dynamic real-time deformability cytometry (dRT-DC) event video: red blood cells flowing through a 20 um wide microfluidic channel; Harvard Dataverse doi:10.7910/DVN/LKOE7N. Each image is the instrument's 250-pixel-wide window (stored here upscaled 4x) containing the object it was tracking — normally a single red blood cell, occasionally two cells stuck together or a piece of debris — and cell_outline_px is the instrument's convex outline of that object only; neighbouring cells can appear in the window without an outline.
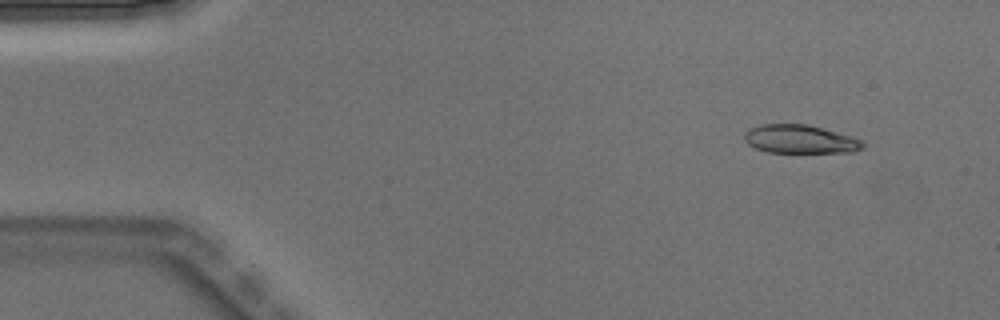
{"species": "Egyptian fruit bat (a non-hibernating species)", "species_latin": "Rousettus aegyptiacus", "temperature_condition": "warm", "stored_images_in_passage": 4, "camera_frame_rate_fps": 3000, "um_per_image_px": 0.085, "animal": {"sex": "male"}, "frame": {"image": 1, "passage_image": 2, "time_ms": 0.333, "image_size_px": [1000, 320], "cell_outline_px": [[864, 148], [852, 152], [768, 152], [756, 148], [748, 144], [744, 140], [744, 132], [748, 128], [760, 124], [808, 124], [852, 136], [860, 140], [864, 144]], "centroid_in_image_um": [67.98, 11.82], "position_along_channel_um": 17.0, "area_um2": 19.71}}
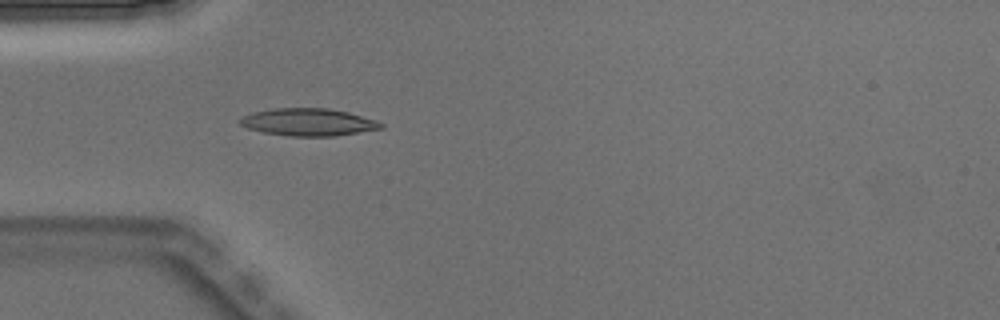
{"frame": {"image": 2, "passage_image": 4, "time_ms": 1.0, "image_size_px": [1000, 320], "cell_outline_px": [[384, 128], [336, 136], [288, 136], [264, 132], [248, 128], [240, 124], [236, 120], [240, 116], [252, 112], [276, 108], [328, 108], [348, 112], [376, 120], [384, 124]], "centroid_in_image_um": [26.19, 10.38], "position_along_channel_um": 58.8, "area_um2": 22.66}}